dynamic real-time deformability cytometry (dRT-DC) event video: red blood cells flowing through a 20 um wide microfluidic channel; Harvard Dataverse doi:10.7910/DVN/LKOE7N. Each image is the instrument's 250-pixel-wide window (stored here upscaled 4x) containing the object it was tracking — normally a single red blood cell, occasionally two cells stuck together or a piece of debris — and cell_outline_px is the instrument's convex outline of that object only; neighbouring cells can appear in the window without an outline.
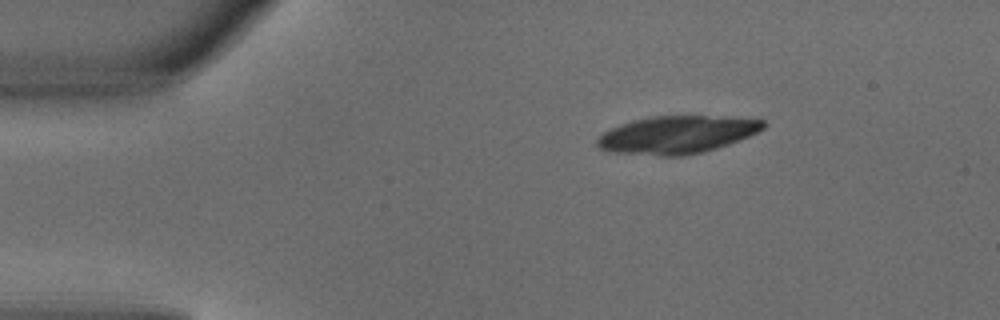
{"species": "common noctule bat (a hibernating species)", "species_latin": "Nyctalus noctula", "temperature_condition": "warm", "stored_images_in_passage": 4, "camera_frame_rate_fps": 3000, "um_per_image_px": 0.085, "animal": {"sex": "male", "body_mass_g": 18.8}, "frame": {"image": 1, "passage_image": 1, "time_ms": 0.0, "image_size_px": [1000, 320], "cell_outline_px": [[764, 128], [740, 140], [716, 148], [700, 152], [680, 156], [660, 156], [604, 152], [596, 144], [596, 140], [604, 132], [620, 124], [632, 120], [652, 116], [724, 116], [764, 120]], "centroid_in_image_um": [57.49, 11.45], "position_along_channel_um": 27.5, "area_um2": 36.47}}